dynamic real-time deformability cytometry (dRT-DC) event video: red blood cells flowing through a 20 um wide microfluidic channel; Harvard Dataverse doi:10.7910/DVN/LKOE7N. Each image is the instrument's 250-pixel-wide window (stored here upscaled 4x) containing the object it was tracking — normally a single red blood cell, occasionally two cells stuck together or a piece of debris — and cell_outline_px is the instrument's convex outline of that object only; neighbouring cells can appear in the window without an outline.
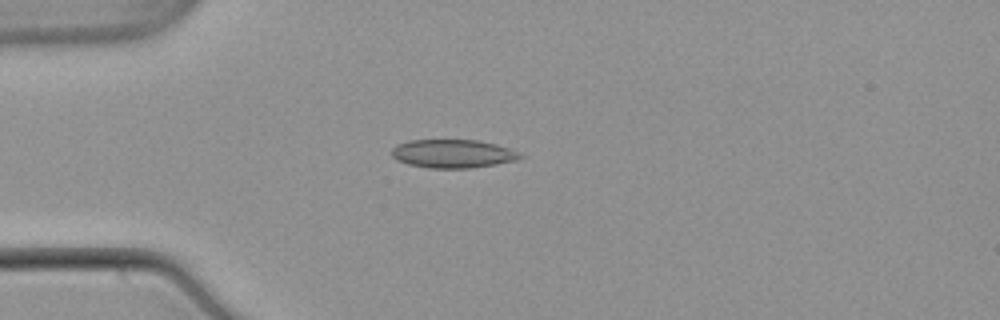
{"species": "common noctule bat (a hibernating species)", "species_latin": "Nyctalus noctula", "temperature_condition": "warm", "stored_images_in_passage": 52, "camera_frame_rate_fps": 3000, "um_per_image_px": 0.085, "animal": {"sex": "male", "body_mass_g": 21.5, "forearm_length_mm": 52.0}, "frame": {"image": 1, "passage_image": 13, "time_ms": 4.0, "image_size_px": [1000, 320], "cell_outline_px": [[524, 156], [516, 160], [496, 164], [472, 168], [428, 168], [408, 164], [396, 160], [392, 156], [392, 148], [396, 144], [408, 140], [476, 140], [496, 144], [508, 148]], "centroid_in_image_um": [38.45, 13.06], "position_along_channel_um": 46.6, "area_um2": 21.27}}
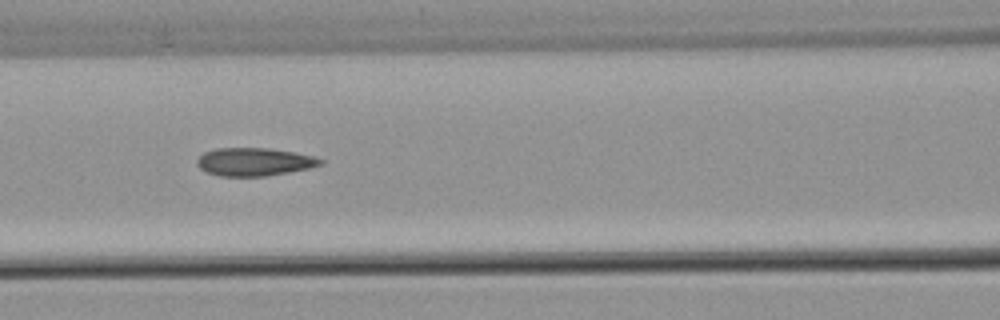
{"frame": {"image": 2, "passage_image": 22, "time_ms": 7.0, "image_size_px": [1000, 320], "cell_outline_px": [[324, 164], [308, 168], [288, 172], [264, 176], [220, 176], [208, 172], [200, 168], [196, 164], [196, 160], [204, 152], [216, 148], [268, 148], [296, 152], [312, 156], [324, 160]], "centroid_in_image_um": [21.61, 13.75], "position_along_channel_um": 145.0, "area_um2": 20.11}}
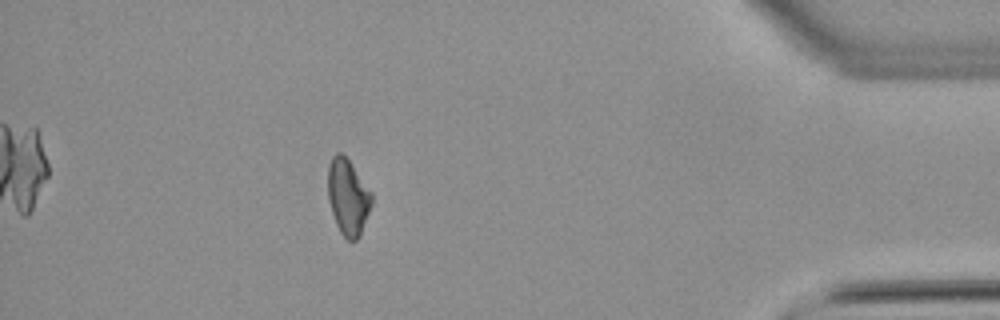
{"frame": {"image": 3, "passage_image": 46, "time_ms": 15.0, "image_size_px": [1000, 320], "cell_outline_px": [[372, 204], [360, 236], [356, 240], [348, 240], [340, 232], [336, 224], [328, 200], [328, 164], [332, 156], [336, 152], [340, 152], [348, 160], [372, 192]], "centroid_in_image_um": [29.57, 16.75], "position_along_channel_um": 405.6, "area_um2": 19.31}, "authors_computed_cell_mechanics": {"area_um2": 20.2011, "velocity_mm_per_s": 3.868, "shape_relaxation_time_tau1_ms": null, "shape_relaxation_time_tau2_ms": 4.9516, "deformation_change_tau1": null, "deformation_change_tau2": 0.0901}}